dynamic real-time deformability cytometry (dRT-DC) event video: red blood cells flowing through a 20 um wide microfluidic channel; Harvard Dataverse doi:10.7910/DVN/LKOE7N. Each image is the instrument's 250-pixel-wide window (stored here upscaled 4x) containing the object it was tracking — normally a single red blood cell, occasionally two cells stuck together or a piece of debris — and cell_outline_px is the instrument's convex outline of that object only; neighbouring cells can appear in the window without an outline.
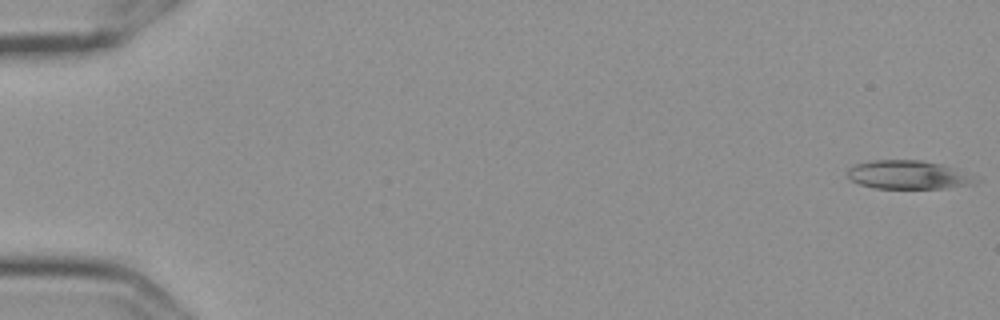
{"species": "Egyptian fruit bat (a non-hibernating species)", "species_latin": "Rousettus aegyptiacus", "temperature_condition": "cold", "stored_images_in_passage": 57, "camera_frame_rate_fps": 3000, "um_per_image_px": 0.085, "frame": {"image": 1, "passage_image": 1, "time_ms": 0.0, "image_size_px": [1000, 320], "cell_outline_px": [[972, 184], [944, 188], [876, 188], [860, 184], [852, 180], [848, 176], [848, 168], [856, 164], [876, 160], [920, 160], [940, 164], [972, 180]], "centroid_in_image_um": [76.99, 14.86], "position_along_channel_um": 8.0, "area_um2": 20.11}}
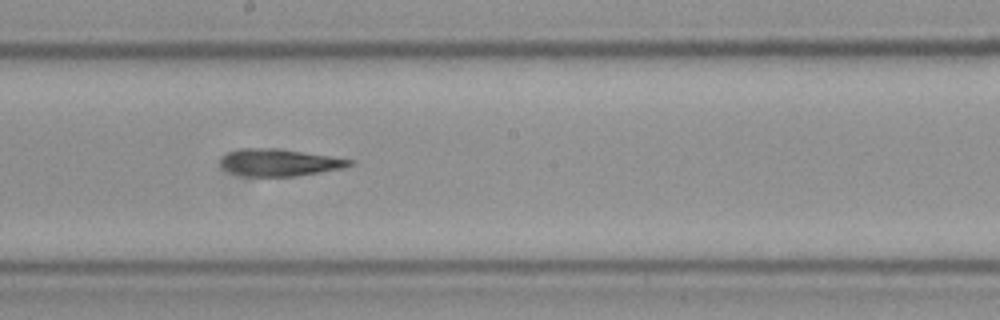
{"frame": {"image": 2, "passage_image": 32, "time_ms": 10.333, "image_size_px": [1000, 320], "cell_outline_px": [[356, 164], [344, 168], [320, 172], [292, 176], [248, 176], [232, 172], [224, 168], [220, 164], [220, 160], [228, 152], [244, 148], [280, 148], [356, 160]], "centroid_in_image_um": [23.83, 13.8], "position_along_channel_um": 224.4, "area_um2": 20.35}}
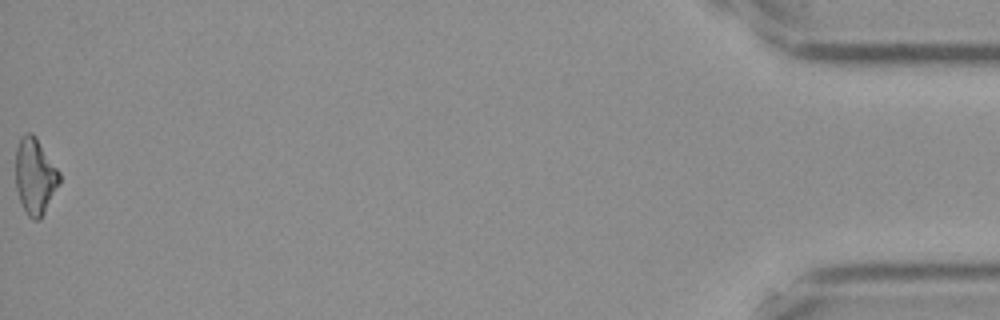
{"frame": {"image": 3, "passage_image": 57, "time_ms": 18.667, "image_size_px": [1000, 320], "cell_outline_px": [[60, 184], [40, 220], [32, 220], [28, 216], [20, 200], [16, 188], [16, 148], [20, 136], [24, 132], [32, 132], [36, 136], [60, 172]], "centroid_in_image_um": [2.98, 14.95], "position_along_channel_um": 432.2, "area_um2": 19.65}, "authors_computed_cell_mechanics": {"area_um2": 20.4612, "velocity_mm_per_s": 3.6255, "shape_relaxation_time_tau1_ms": 8.109, "shape_relaxation_time_tau2_ms": null, "deformation_change_tau1": 0.2074, "deformation_change_tau2": null}}